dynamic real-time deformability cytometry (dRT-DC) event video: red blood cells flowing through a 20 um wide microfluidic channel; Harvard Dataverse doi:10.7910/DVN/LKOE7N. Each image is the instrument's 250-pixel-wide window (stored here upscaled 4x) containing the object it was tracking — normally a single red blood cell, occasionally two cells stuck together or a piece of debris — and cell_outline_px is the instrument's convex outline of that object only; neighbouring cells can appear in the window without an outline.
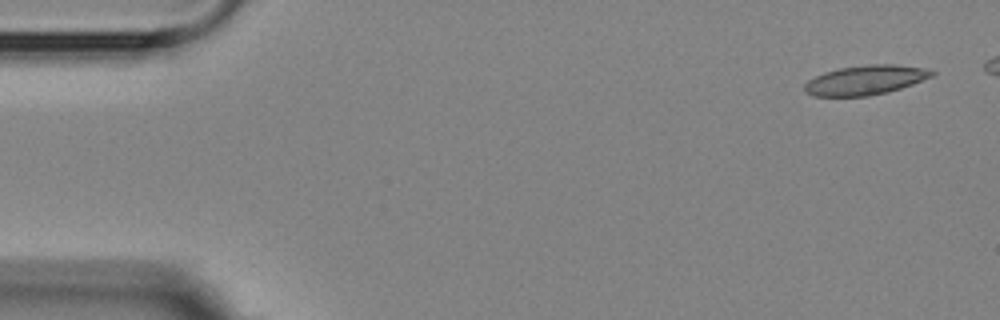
{"species": "Egyptian fruit bat (a non-hibernating species)", "species_latin": "Rousettus aegyptiacus", "temperature_condition": "room temperature", "stored_images_in_passage": 12, "camera_frame_rate_fps": 3000, "um_per_image_px": 0.085, "animal": {"sex": "female"}, "frame": {"image": 1, "passage_image": 1, "time_ms": 0.0, "image_size_px": [1000, 320], "cell_outline_px": [[936, 72], [932, 76], [912, 84], [888, 92], [868, 96], [812, 96], [804, 92], [804, 84], [808, 80], [824, 72], [840, 68], [868, 64], [896, 64], [924, 68]], "centroid_in_image_um": [73.53, 6.81], "position_along_channel_um": 11.5, "area_um2": 21.85}}
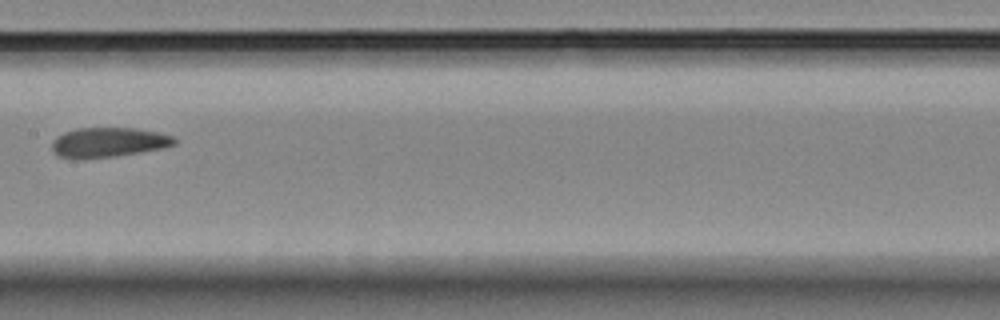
{"frame": {"image": 2, "passage_image": 6, "time_ms": 8.333, "image_size_px": [1000, 320], "cell_outline_px": [[176, 144], [164, 148], [116, 156], [84, 160], [72, 160], [56, 156], [52, 152], [52, 140], [56, 136], [64, 132], [76, 128], [132, 128], [156, 132], [172, 136], [176, 140]], "centroid_in_image_um": [9.12, 12.13], "position_along_channel_um": 198.3, "area_um2": 21.68}}
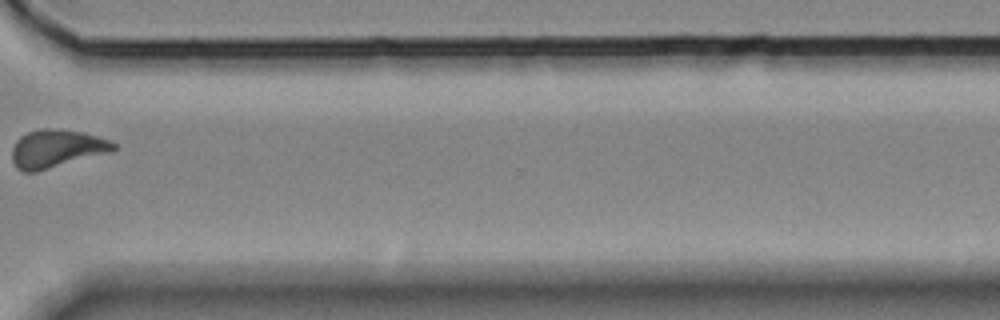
{"frame": {"image": 3, "passage_image": 10, "time_ms": 13.0, "image_size_px": [1000, 320], "cell_outline_px": [[116, 148], [112, 152], [36, 172], [24, 172], [16, 168], [12, 160], [12, 148], [16, 140], [20, 136], [28, 132], [40, 128], [52, 128], [84, 132], [112, 140], [116, 144]], "centroid_in_image_um": [4.82, 12.63], "position_along_channel_um": 365.8, "area_um2": 22.83}}